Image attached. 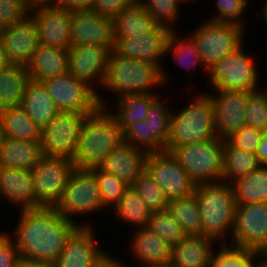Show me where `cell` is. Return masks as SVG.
<instances>
[{"label": "cell", "mask_w": 267, "mask_h": 267, "mask_svg": "<svg viewBox=\"0 0 267 267\" xmlns=\"http://www.w3.org/2000/svg\"><path fill=\"white\" fill-rule=\"evenodd\" d=\"M147 156L148 153L144 150L136 149L123 141L108 154L98 168L131 186L146 170Z\"/></svg>", "instance_id": "21"}, {"label": "cell", "mask_w": 267, "mask_h": 267, "mask_svg": "<svg viewBox=\"0 0 267 267\" xmlns=\"http://www.w3.org/2000/svg\"><path fill=\"white\" fill-rule=\"evenodd\" d=\"M1 139H2V133H1V130H0V141H1Z\"/></svg>", "instance_id": "62"}, {"label": "cell", "mask_w": 267, "mask_h": 267, "mask_svg": "<svg viewBox=\"0 0 267 267\" xmlns=\"http://www.w3.org/2000/svg\"><path fill=\"white\" fill-rule=\"evenodd\" d=\"M75 169L73 160L69 158L42 155L31 170L36 209L56 206Z\"/></svg>", "instance_id": "7"}, {"label": "cell", "mask_w": 267, "mask_h": 267, "mask_svg": "<svg viewBox=\"0 0 267 267\" xmlns=\"http://www.w3.org/2000/svg\"><path fill=\"white\" fill-rule=\"evenodd\" d=\"M255 153L231 147L225 140L223 144V177L222 181L232 182L254 172L259 167ZM228 179V180H227Z\"/></svg>", "instance_id": "33"}, {"label": "cell", "mask_w": 267, "mask_h": 267, "mask_svg": "<svg viewBox=\"0 0 267 267\" xmlns=\"http://www.w3.org/2000/svg\"><path fill=\"white\" fill-rule=\"evenodd\" d=\"M238 48L234 53L223 57L211 65L210 81L214 89L257 90V70L252 59Z\"/></svg>", "instance_id": "12"}, {"label": "cell", "mask_w": 267, "mask_h": 267, "mask_svg": "<svg viewBox=\"0 0 267 267\" xmlns=\"http://www.w3.org/2000/svg\"><path fill=\"white\" fill-rule=\"evenodd\" d=\"M19 204L21 210L36 209L31 171L0 167V197Z\"/></svg>", "instance_id": "23"}, {"label": "cell", "mask_w": 267, "mask_h": 267, "mask_svg": "<svg viewBox=\"0 0 267 267\" xmlns=\"http://www.w3.org/2000/svg\"><path fill=\"white\" fill-rule=\"evenodd\" d=\"M243 30L234 23L208 21L193 32L191 37L206 69L242 47Z\"/></svg>", "instance_id": "9"}, {"label": "cell", "mask_w": 267, "mask_h": 267, "mask_svg": "<svg viewBox=\"0 0 267 267\" xmlns=\"http://www.w3.org/2000/svg\"><path fill=\"white\" fill-rule=\"evenodd\" d=\"M267 235V203L236 205L234 245L256 250Z\"/></svg>", "instance_id": "16"}, {"label": "cell", "mask_w": 267, "mask_h": 267, "mask_svg": "<svg viewBox=\"0 0 267 267\" xmlns=\"http://www.w3.org/2000/svg\"><path fill=\"white\" fill-rule=\"evenodd\" d=\"M0 130L3 137L22 141H41L42 129L35 124L20 107L0 112Z\"/></svg>", "instance_id": "31"}, {"label": "cell", "mask_w": 267, "mask_h": 267, "mask_svg": "<svg viewBox=\"0 0 267 267\" xmlns=\"http://www.w3.org/2000/svg\"><path fill=\"white\" fill-rule=\"evenodd\" d=\"M61 0H46V4H59Z\"/></svg>", "instance_id": "61"}, {"label": "cell", "mask_w": 267, "mask_h": 267, "mask_svg": "<svg viewBox=\"0 0 267 267\" xmlns=\"http://www.w3.org/2000/svg\"><path fill=\"white\" fill-rule=\"evenodd\" d=\"M0 42L11 64L27 65L39 46V36L34 18L26 16L0 32Z\"/></svg>", "instance_id": "18"}, {"label": "cell", "mask_w": 267, "mask_h": 267, "mask_svg": "<svg viewBox=\"0 0 267 267\" xmlns=\"http://www.w3.org/2000/svg\"><path fill=\"white\" fill-rule=\"evenodd\" d=\"M181 0H138V2L149 12L155 22L168 29L173 30L170 24L178 15V4Z\"/></svg>", "instance_id": "44"}, {"label": "cell", "mask_w": 267, "mask_h": 267, "mask_svg": "<svg viewBox=\"0 0 267 267\" xmlns=\"http://www.w3.org/2000/svg\"><path fill=\"white\" fill-rule=\"evenodd\" d=\"M146 267V266H145ZM147 267H175L170 262L165 264H158V265H148Z\"/></svg>", "instance_id": "58"}, {"label": "cell", "mask_w": 267, "mask_h": 267, "mask_svg": "<svg viewBox=\"0 0 267 267\" xmlns=\"http://www.w3.org/2000/svg\"><path fill=\"white\" fill-rule=\"evenodd\" d=\"M217 138L214 108L209 95H201L179 113H172L167 151L175 147Z\"/></svg>", "instance_id": "5"}, {"label": "cell", "mask_w": 267, "mask_h": 267, "mask_svg": "<svg viewBox=\"0 0 267 267\" xmlns=\"http://www.w3.org/2000/svg\"><path fill=\"white\" fill-rule=\"evenodd\" d=\"M96 0H61L59 5L70 13L88 12L93 10Z\"/></svg>", "instance_id": "51"}, {"label": "cell", "mask_w": 267, "mask_h": 267, "mask_svg": "<svg viewBox=\"0 0 267 267\" xmlns=\"http://www.w3.org/2000/svg\"><path fill=\"white\" fill-rule=\"evenodd\" d=\"M165 80V73L157 64L125 58L112 50L102 86L117 92L120 98L125 95L151 94L149 88Z\"/></svg>", "instance_id": "4"}, {"label": "cell", "mask_w": 267, "mask_h": 267, "mask_svg": "<svg viewBox=\"0 0 267 267\" xmlns=\"http://www.w3.org/2000/svg\"><path fill=\"white\" fill-rule=\"evenodd\" d=\"M225 243L220 245V251L217 255L212 252L210 267H253L255 264L257 252L253 249L243 248L230 244L228 248Z\"/></svg>", "instance_id": "38"}, {"label": "cell", "mask_w": 267, "mask_h": 267, "mask_svg": "<svg viewBox=\"0 0 267 267\" xmlns=\"http://www.w3.org/2000/svg\"><path fill=\"white\" fill-rule=\"evenodd\" d=\"M111 49L101 45H80L69 49L68 73L85 82L99 77L103 84Z\"/></svg>", "instance_id": "19"}, {"label": "cell", "mask_w": 267, "mask_h": 267, "mask_svg": "<svg viewBox=\"0 0 267 267\" xmlns=\"http://www.w3.org/2000/svg\"><path fill=\"white\" fill-rule=\"evenodd\" d=\"M158 98L149 106L145 119L152 135V153L167 151L172 112Z\"/></svg>", "instance_id": "34"}, {"label": "cell", "mask_w": 267, "mask_h": 267, "mask_svg": "<svg viewBox=\"0 0 267 267\" xmlns=\"http://www.w3.org/2000/svg\"><path fill=\"white\" fill-rule=\"evenodd\" d=\"M262 134L263 131L245 125L238 131L228 136L225 141L231 147H236L238 149L256 153V148L260 142Z\"/></svg>", "instance_id": "47"}, {"label": "cell", "mask_w": 267, "mask_h": 267, "mask_svg": "<svg viewBox=\"0 0 267 267\" xmlns=\"http://www.w3.org/2000/svg\"><path fill=\"white\" fill-rule=\"evenodd\" d=\"M171 50L174 51L173 54L177 63L182 65L183 62L185 61L187 62L185 63L186 68H190L192 67V65L195 66L198 62L203 64L201 56L199 55L198 52V48L192 37H189L188 40L186 39V41L184 40L178 41L176 40L175 31L172 30L167 39L166 53H168Z\"/></svg>", "instance_id": "43"}, {"label": "cell", "mask_w": 267, "mask_h": 267, "mask_svg": "<svg viewBox=\"0 0 267 267\" xmlns=\"http://www.w3.org/2000/svg\"><path fill=\"white\" fill-rule=\"evenodd\" d=\"M58 111L75 112L89 115L99 106L105 107V102L95 88L74 78L69 73L50 78L41 82Z\"/></svg>", "instance_id": "8"}, {"label": "cell", "mask_w": 267, "mask_h": 267, "mask_svg": "<svg viewBox=\"0 0 267 267\" xmlns=\"http://www.w3.org/2000/svg\"><path fill=\"white\" fill-rule=\"evenodd\" d=\"M30 81L25 65L10 64L0 70V112L21 106Z\"/></svg>", "instance_id": "27"}, {"label": "cell", "mask_w": 267, "mask_h": 267, "mask_svg": "<svg viewBox=\"0 0 267 267\" xmlns=\"http://www.w3.org/2000/svg\"><path fill=\"white\" fill-rule=\"evenodd\" d=\"M122 133L124 142L129 143L136 149L144 147L146 148L144 149L146 153H152V135L149 133V128L145 120L129 124Z\"/></svg>", "instance_id": "46"}, {"label": "cell", "mask_w": 267, "mask_h": 267, "mask_svg": "<svg viewBox=\"0 0 267 267\" xmlns=\"http://www.w3.org/2000/svg\"><path fill=\"white\" fill-rule=\"evenodd\" d=\"M153 94L125 95L118 98L117 113H113L119 127L123 131L133 122L144 121L150 104L156 99Z\"/></svg>", "instance_id": "36"}, {"label": "cell", "mask_w": 267, "mask_h": 267, "mask_svg": "<svg viewBox=\"0 0 267 267\" xmlns=\"http://www.w3.org/2000/svg\"><path fill=\"white\" fill-rule=\"evenodd\" d=\"M11 63L8 61V58L6 56V52L2 46V43L0 42V70L8 67Z\"/></svg>", "instance_id": "54"}, {"label": "cell", "mask_w": 267, "mask_h": 267, "mask_svg": "<svg viewBox=\"0 0 267 267\" xmlns=\"http://www.w3.org/2000/svg\"><path fill=\"white\" fill-rule=\"evenodd\" d=\"M146 227L161 237L171 247L186 236L181 225L172 217L167 209L153 211Z\"/></svg>", "instance_id": "39"}, {"label": "cell", "mask_w": 267, "mask_h": 267, "mask_svg": "<svg viewBox=\"0 0 267 267\" xmlns=\"http://www.w3.org/2000/svg\"><path fill=\"white\" fill-rule=\"evenodd\" d=\"M130 187L135 190L152 212L168 208V199L163 190L146 170Z\"/></svg>", "instance_id": "40"}, {"label": "cell", "mask_w": 267, "mask_h": 267, "mask_svg": "<svg viewBox=\"0 0 267 267\" xmlns=\"http://www.w3.org/2000/svg\"><path fill=\"white\" fill-rule=\"evenodd\" d=\"M116 214L131 224L146 227L152 211L132 187H129L114 206Z\"/></svg>", "instance_id": "37"}, {"label": "cell", "mask_w": 267, "mask_h": 267, "mask_svg": "<svg viewBox=\"0 0 267 267\" xmlns=\"http://www.w3.org/2000/svg\"><path fill=\"white\" fill-rule=\"evenodd\" d=\"M210 95L214 108V122L217 137L225 140L246 125V102L248 91L214 89ZM218 95V96H217Z\"/></svg>", "instance_id": "15"}, {"label": "cell", "mask_w": 267, "mask_h": 267, "mask_svg": "<svg viewBox=\"0 0 267 267\" xmlns=\"http://www.w3.org/2000/svg\"><path fill=\"white\" fill-rule=\"evenodd\" d=\"M104 252L97 248L94 234L87 225L78 227L66 241L56 267H90Z\"/></svg>", "instance_id": "22"}, {"label": "cell", "mask_w": 267, "mask_h": 267, "mask_svg": "<svg viewBox=\"0 0 267 267\" xmlns=\"http://www.w3.org/2000/svg\"><path fill=\"white\" fill-rule=\"evenodd\" d=\"M99 106L83 121L73 162L77 169L98 167L123 141V133L112 113ZM106 112V113H105Z\"/></svg>", "instance_id": "2"}, {"label": "cell", "mask_w": 267, "mask_h": 267, "mask_svg": "<svg viewBox=\"0 0 267 267\" xmlns=\"http://www.w3.org/2000/svg\"><path fill=\"white\" fill-rule=\"evenodd\" d=\"M21 267H56L54 264H24Z\"/></svg>", "instance_id": "56"}, {"label": "cell", "mask_w": 267, "mask_h": 267, "mask_svg": "<svg viewBox=\"0 0 267 267\" xmlns=\"http://www.w3.org/2000/svg\"><path fill=\"white\" fill-rule=\"evenodd\" d=\"M36 24L39 44L69 50L72 47L70 29L73 13L59 4L38 3L30 6Z\"/></svg>", "instance_id": "14"}, {"label": "cell", "mask_w": 267, "mask_h": 267, "mask_svg": "<svg viewBox=\"0 0 267 267\" xmlns=\"http://www.w3.org/2000/svg\"><path fill=\"white\" fill-rule=\"evenodd\" d=\"M214 241L202 235H186L171 247L170 263L175 267H210Z\"/></svg>", "instance_id": "25"}, {"label": "cell", "mask_w": 267, "mask_h": 267, "mask_svg": "<svg viewBox=\"0 0 267 267\" xmlns=\"http://www.w3.org/2000/svg\"><path fill=\"white\" fill-rule=\"evenodd\" d=\"M246 125L263 132L267 131V97L264 92L248 91Z\"/></svg>", "instance_id": "42"}, {"label": "cell", "mask_w": 267, "mask_h": 267, "mask_svg": "<svg viewBox=\"0 0 267 267\" xmlns=\"http://www.w3.org/2000/svg\"><path fill=\"white\" fill-rule=\"evenodd\" d=\"M255 154L260 165H267V131L263 132Z\"/></svg>", "instance_id": "52"}, {"label": "cell", "mask_w": 267, "mask_h": 267, "mask_svg": "<svg viewBox=\"0 0 267 267\" xmlns=\"http://www.w3.org/2000/svg\"><path fill=\"white\" fill-rule=\"evenodd\" d=\"M103 199L95 175L89 169H75L64 188L61 200L54 207L65 219L71 215L103 209Z\"/></svg>", "instance_id": "10"}, {"label": "cell", "mask_w": 267, "mask_h": 267, "mask_svg": "<svg viewBox=\"0 0 267 267\" xmlns=\"http://www.w3.org/2000/svg\"><path fill=\"white\" fill-rule=\"evenodd\" d=\"M96 177L104 206H115L130 187L116 176L101 171L98 167L89 169Z\"/></svg>", "instance_id": "41"}, {"label": "cell", "mask_w": 267, "mask_h": 267, "mask_svg": "<svg viewBox=\"0 0 267 267\" xmlns=\"http://www.w3.org/2000/svg\"><path fill=\"white\" fill-rule=\"evenodd\" d=\"M194 193L201 216V235L217 240L228 230L233 234L236 202L231 183L199 184Z\"/></svg>", "instance_id": "3"}, {"label": "cell", "mask_w": 267, "mask_h": 267, "mask_svg": "<svg viewBox=\"0 0 267 267\" xmlns=\"http://www.w3.org/2000/svg\"><path fill=\"white\" fill-rule=\"evenodd\" d=\"M167 210L186 235H201V216L195 193L168 200Z\"/></svg>", "instance_id": "35"}, {"label": "cell", "mask_w": 267, "mask_h": 267, "mask_svg": "<svg viewBox=\"0 0 267 267\" xmlns=\"http://www.w3.org/2000/svg\"><path fill=\"white\" fill-rule=\"evenodd\" d=\"M85 117V114L59 111L42 128L40 141L42 154L73 160Z\"/></svg>", "instance_id": "11"}, {"label": "cell", "mask_w": 267, "mask_h": 267, "mask_svg": "<svg viewBox=\"0 0 267 267\" xmlns=\"http://www.w3.org/2000/svg\"><path fill=\"white\" fill-rule=\"evenodd\" d=\"M69 50L39 44L26 65L30 79L36 82L68 73Z\"/></svg>", "instance_id": "24"}, {"label": "cell", "mask_w": 267, "mask_h": 267, "mask_svg": "<svg viewBox=\"0 0 267 267\" xmlns=\"http://www.w3.org/2000/svg\"><path fill=\"white\" fill-rule=\"evenodd\" d=\"M16 246L24 264H54L66 241L80 227L62 217L54 207L21 211Z\"/></svg>", "instance_id": "1"}, {"label": "cell", "mask_w": 267, "mask_h": 267, "mask_svg": "<svg viewBox=\"0 0 267 267\" xmlns=\"http://www.w3.org/2000/svg\"><path fill=\"white\" fill-rule=\"evenodd\" d=\"M30 6L26 0H0V29L24 19L31 13Z\"/></svg>", "instance_id": "45"}, {"label": "cell", "mask_w": 267, "mask_h": 267, "mask_svg": "<svg viewBox=\"0 0 267 267\" xmlns=\"http://www.w3.org/2000/svg\"><path fill=\"white\" fill-rule=\"evenodd\" d=\"M112 20L115 45L122 39L153 31L158 26L139 2L113 17Z\"/></svg>", "instance_id": "29"}, {"label": "cell", "mask_w": 267, "mask_h": 267, "mask_svg": "<svg viewBox=\"0 0 267 267\" xmlns=\"http://www.w3.org/2000/svg\"><path fill=\"white\" fill-rule=\"evenodd\" d=\"M42 155L40 142L15 140L2 136L0 167L31 171Z\"/></svg>", "instance_id": "26"}, {"label": "cell", "mask_w": 267, "mask_h": 267, "mask_svg": "<svg viewBox=\"0 0 267 267\" xmlns=\"http://www.w3.org/2000/svg\"><path fill=\"white\" fill-rule=\"evenodd\" d=\"M231 184L236 205L267 203V165H259L254 172Z\"/></svg>", "instance_id": "32"}, {"label": "cell", "mask_w": 267, "mask_h": 267, "mask_svg": "<svg viewBox=\"0 0 267 267\" xmlns=\"http://www.w3.org/2000/svg\"><path fill=\"white\" fill-rule=\"evenodd\" d=\"M90 267H126L105 252Z\"/></svg>", "instance_id": "53"}, {"label": "cell", "mask_w": 267, "mask_h": 267, "mask_svg": "<svg viewBox=\"0 0 267 267\" xmlns=\"http://www.w3.org/2000/svg\"><path fill=\"white\" fill-rule=\"evenodd\" d=\"M70 37L72 47L90 44L114 50L113 20L93 11L73 13Z\"/></svg>", "instance_id": "17"}, {"label": "cell", "mask_w": 267, "mask_h": 267, "mask_svg": "<svg viewBox=\"0 0 267 267\" xmlns=\"http://www.w3.org/2000/svg\"><path fill=\"white\" fill-rule=\"evenodd\" d=\"M224 140L213 138L175 147L171 154L196 184L222 182Z\"/></svg>", "instance_id": "6"}, {"label": "cell", "mask_w": 267, "mask_h": 267, "mask_svg": "<svg viewBox=\"0 0 267 267\" xmlns=\"http://www.w3.org/2000/svg\"><path fill=\"white\" fill-rule=\"evenodd\" d=\"M255 251L257 252L258 256H262L263 259L267 260V235L263 243Z\"/></svg>", "instance_id": "55"}, {"label": "cell", "mask_w": 267, "mask_h": 267, "mask_svg": "<svg viewBox=\"0 0 267 267\" xmlns=\"http://www.w3.org/2000/svg\"><path fill=\"white\" fill-rule=\"evenodd\" d=\"M263 16H264V20L267 24V2L265 3L264 7H263Z\"/></svg>", "instance_id": "60"}, {"label": "cell", "mask_w": 267, "mask_h": 267, "mask_svg": "<svg viewBox=\"0 0 267 267\" xmlns=\"http://www.w3.org/2000/svg\"><path fill=\"white\" fill-rule=\"evenodd\" d=\"M146 171L163 190L168 200L192 195L196 184L168 151L149 153Z\"/></svg>", "instance_id": "13"}, {"label": "cell", "mask_w": 267, "mask_h": 267, "mask_svg": "<svg viewBox=\"0 0 267 267\" xmlns=\"http://www.w3.org/2000/svg\"><path fill=\"white\" fill-rule=\"evenodd\" d=\"M260 262V263H259ZM258 264L256 262V264H254L253 267H267V260L266 259H262L261 261H259Z\"/></svg>", "instance_id": "57"}, {"label": "cell", "mask_w": 267, "mask_h": 267, "mask_svg": "<svg viewBox=\"0 0 267 267\" xmlns=\"http://www.w3.org/2000/svg\"><path fill=\"white\" fill-rule=\"evenodd\" d=\"M131 242L136 259L144 266L165 264L171 260V246L147 227L138 229Z\"/></svg>", "instance_id": "28"}, {"label": "cell", "mask_w": 267, "mask_h": 267, "mask_svg": "<svg viewBox=\"0 0 267 267\" xmlns=\"http://www.w3.org/2000/svg\"><path fill=\"white\" fill-rule=\"evenodd\" d=\"M137 2L138 0H96L92 11L113 18Z\"/></svg>", "instance_id": "50"}, {"label": "cell", "mask_w": 267, "mask_h": 267, "mask_svg": "<svg viewBox=\"0 0 267 267\" xmlns=\"http://www.w3.org/2000/svg\"><path fill=\"white\" fill-rule=\"evenodd\" d=\"M0 233V267H21L18 248L9 235Z\"/></svg>", "instance_id": "49"}, {"label": "cell", "mask_w": 267, "mask_h": 267, "mask_svg": "<svg viewBox=\"0 0 267 267\" xmlns=\"http://www.w3.org/2000/svg\"><path fill=\"white\" fill-rule=\"evenodd\" d=\"M21 107L41 129L59 112L45 86L32 80L26 87Z\"/></svg>", "instance_id": "30"}, {"label": "cell", "mask_w": 267, "mask_h": 267, "mask_svg": "<svg viewBox=\"0 0 267 267\" xmlns=\"http://www.w3.org/2000/svg\"><path fill=\"white\" fill-rule=\"evenodd\" d=\"M171 31L158 25L153 31L120 40L114 51L125 58L149 61L161 66L159 61L166 54V43Z\"/></svg>", "instance_id": "20"}, {"label": "cell", "mask_w": 267, "mask_h": 267, "mask_svg": "<svg viewBox=\"0 0 267 267\" xmlns=\"http://www.w3.org/2000/svg\"><path fill=\"white\" fill-rule=\"evenodd\" d=\"M246 3V0H217L218 16L210 21L234 23L242 26L238 20L246 7Z\"/></svg>", "instance_id": "48"}, {"label": "cell", "mask_w": 267, "mask_h": 267, "mask_svg": "<svg viewBox=\"0 0 267 267\" xmlns=\"http://www.w3.org/2000/svg\"><path fill=\"white\" fill-rule=\"evenodd\" d=\"M30 5L38 4V3H44L46 4V0H26Z\"/></svg>", "instance_id": "59"}]
</instances>
